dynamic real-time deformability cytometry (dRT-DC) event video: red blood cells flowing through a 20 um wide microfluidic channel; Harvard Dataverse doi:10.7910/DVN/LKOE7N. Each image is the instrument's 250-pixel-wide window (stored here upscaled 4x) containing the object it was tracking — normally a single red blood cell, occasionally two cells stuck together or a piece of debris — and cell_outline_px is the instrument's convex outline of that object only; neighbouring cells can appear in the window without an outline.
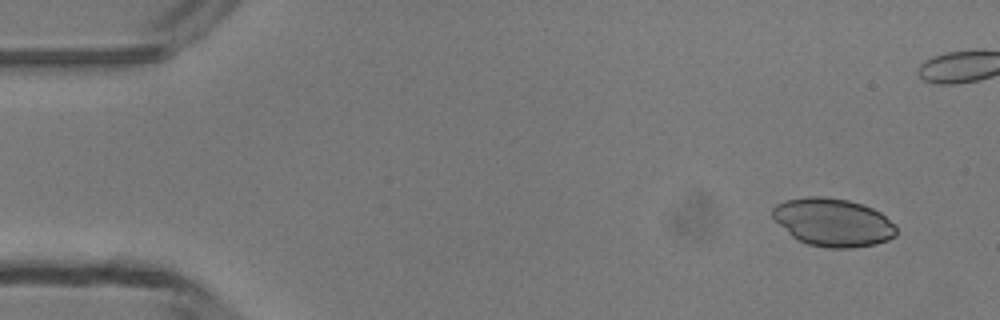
{"species": "common noctule bat (a hibernating species)", "species_latin": "Nyctalus noctula", "temperature_condition": "room temperature", "stored_images_in_passage": 39, "camera_frame_rate_fps": 3000, "um_per_image_px": 0.085, "animal": {"sex": "male", "body_mass_g": 13.3}, "frame": {"image": 1, "passage_image": 1, "time_ms": 0.0, "image_size_px": [1000, 320], "cell_outline_px": [[896, 236], [888, 240], [876, 244], [852, 248], [828, 248], [808, 244], [792, 236], [772, 216], [772, 208], [776, 204], [784, 200], [808, 196], [824, 196], [848, 200], [864, 204], [880, 212], [896, 224]], "centroid_in_image_um": [70.83, 18.89], "position_along_channel_um": 14.2, "area_um2": 34.8}}